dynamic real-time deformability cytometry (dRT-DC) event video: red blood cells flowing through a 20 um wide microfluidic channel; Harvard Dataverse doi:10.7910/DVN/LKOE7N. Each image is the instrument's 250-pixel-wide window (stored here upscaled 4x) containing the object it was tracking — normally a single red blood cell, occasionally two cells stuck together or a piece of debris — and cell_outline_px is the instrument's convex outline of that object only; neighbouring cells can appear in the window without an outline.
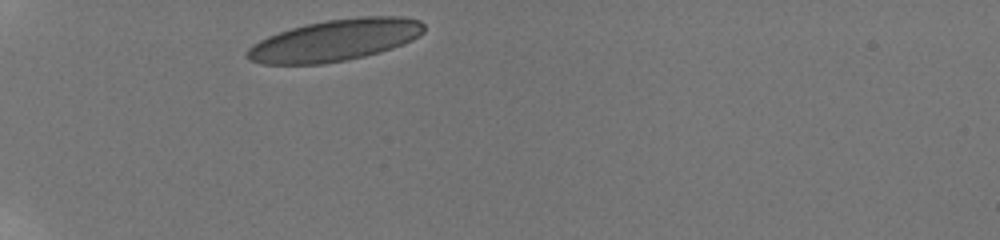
{"species": "human", "species_latin": "Homo sapiens", "temperature_condition": "room temperature", "stored_images_in_passage": 31, "camera_frame_rate_fps": 3000, "um_per_image_px": 0.085, "donor": {"sex": "male"}, "frame": {"image": 1, "passage_image": 1, "time_ms": 0.0, "image_size_px": [1000, 240], "cell_outline_px": [[424, 32], [420, 36], [412, 40], [392, 48], [380, 52], [364, 56], [324, 64], [260, 64], [248, 60], [244, 56], [244, 52], [252, 44], [268, 36], [304, 24], [328, 20], [360, 16], [404, 16], [420, 20], [424, 24]], "centroid_in_image_um": [28.47, 3.42], "position_along_channel_um": 56.5, "area_um2": 43.12}}
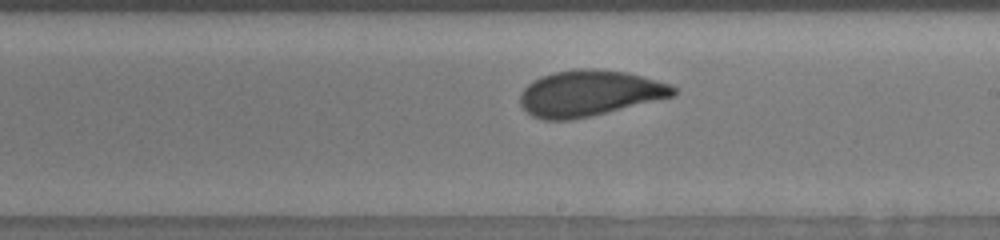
{"frame": {"image": 2, "passage_image": 13, "time_ms": 5.667, "image_size_px": [1000, 240], "cell_outline_px": [[676, 96], [592, 116], [572, 120], [544, 120], [532, 116], [520, 104], [520, 92], [532, 80], [540, 76], [556, 72], [576, 68], [592, 68], [628, 72], [656, 80], [668, 84], [676, 88]], "centroid_in_image_um": [50.09, 7.93], "position_along_channel_um": 238.9, "area_um2": 41.27}}
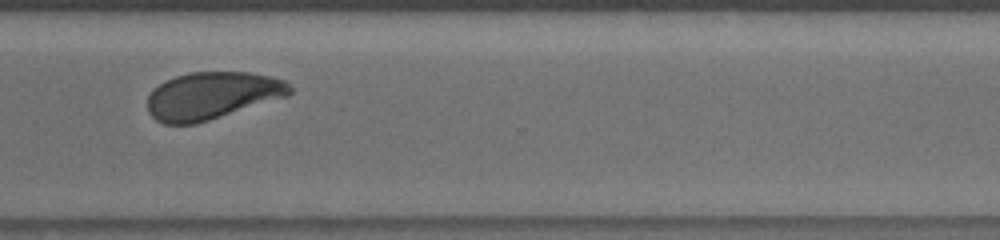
{"frame": {"image": 3, "passage_image": 23, "time_ms": 8.667, "image_size_px": [1000, 240], "cell_outline_px": [[292, 92], [288, 96], [196, 124], [164, 124], [156, 120], [148, 112], [148, 96], [164, 80], [188, 72], [252, 72], [288, 80], [292, 88]], "centroid_in_image_um": [18.06, 8.12], "position_along_channel_um": 352.5, "area_um2": 39.42}, "authors_computed_cell_mechanics": {"area_um2": 40.8068, "velocity_mm_per_s": 3.7884, "shape_relaxation_time_tau1_ms": 3.0418, "shape_relaxation_time_tau2_ms": null, "deformation_change_tau1": 0.1182, "deformation_change_tau2": null}}